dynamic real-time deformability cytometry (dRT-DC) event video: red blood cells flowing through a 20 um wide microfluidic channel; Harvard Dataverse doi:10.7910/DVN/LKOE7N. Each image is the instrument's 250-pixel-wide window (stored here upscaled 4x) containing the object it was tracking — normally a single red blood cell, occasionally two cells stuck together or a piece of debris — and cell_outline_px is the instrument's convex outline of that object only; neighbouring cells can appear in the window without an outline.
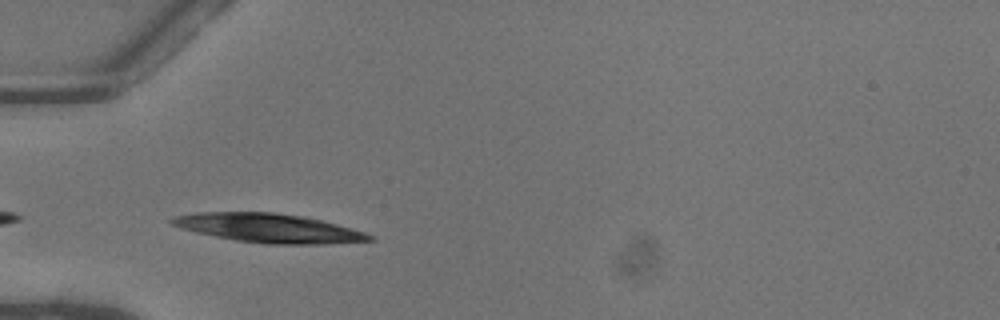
{"species": "common noctule bat (a hibernating species)", "species_latin": "Nyctalus noctula", "temperature_condition": "warm", "stored_images_in_passage": 36, "camera_frame_rate_fps": 3000, "um_per_image_px": 0.085, "animal": {"sex": "female"}, "frame": {"image": 1, "passage_image": 2, "time_ms": 0.333, "image_size_px": [1000, 320], "cell_outline_px": [[376, 240], [328, 244], [268, 244], [236, 240], [196, 232], [172, 224], [168, 220], [176, 216], [196, 212], [272, 212], [300, 216], [320, 220], [336, 224], [364, 232], [376, 236]], "centroid_in_image_um": [22.89, 19.39], "position_along_channel_um": 62.1, "area_um2": 33.0}}
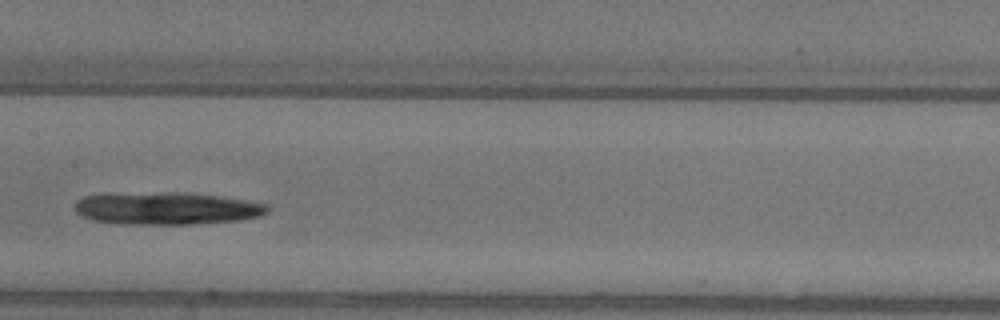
{"frame": {"image": 2, "passage_image": 12, "time_ms": 3.667, "image_size_px": [1000, 320], "cell_outline_px": [[272, 208], [268, 212], [260, 216], [240, 220], [188, 224], [132, 224], [92, 220], [76, 212], [72, 208], [76, 200], [84, 196], [176, 192], [188, 192], [216, 196], [268, 204]], "centroid_in_image_um": [14.21, 17.72], "position_along_channel_um": 193.2, "area_um2": 35.89}}
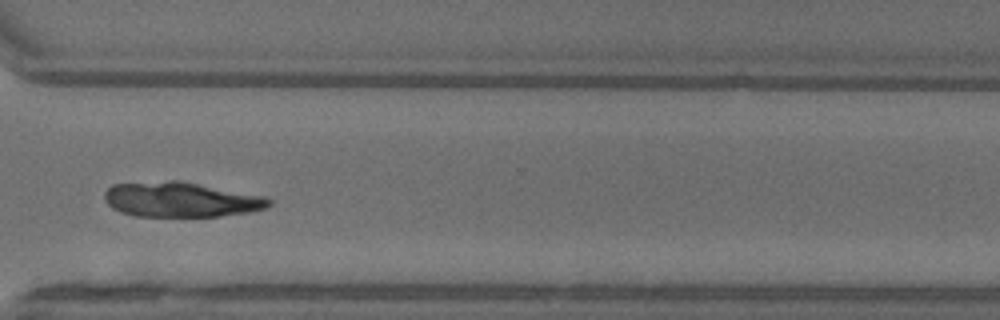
{"frame": {"image": 3, "passage_image": 24, "time_ms": 7.667, "image_size_px": [1000, 320], "cell_outline_px": [[272, 204], [264, 208], [248, 212], [216, 216], [136, 216], [120, 212], [112, 208], [108, 204], [104, 196], [104, 192], [112, 184], [168, 180], [180, 180], [268, 196], [272, 200]], "centroid_in_image_um": [15.39, 16.95], "position_along_channel_um": 355.2, "area_um2": 33.76}}